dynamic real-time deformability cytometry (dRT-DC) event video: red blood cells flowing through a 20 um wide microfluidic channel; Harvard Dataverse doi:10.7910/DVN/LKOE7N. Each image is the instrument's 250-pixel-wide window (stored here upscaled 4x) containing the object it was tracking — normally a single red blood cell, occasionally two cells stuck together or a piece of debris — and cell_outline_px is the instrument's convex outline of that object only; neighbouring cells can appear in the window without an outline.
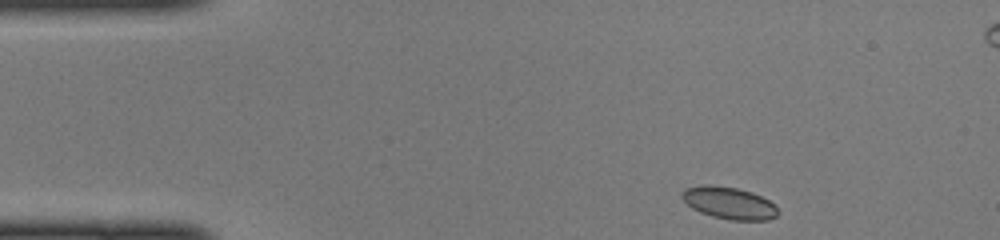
{"species": "common noctule bat (a hibernating species)", "species_latin": "Nyctalus noctula", "temperature_condition": "cold", "stored_images_in_passage": 42, "camera_frame_rate_fps": 3000, "um_per_image_px": 0.085, "animal": {"sex": "female", "body_mass_g": 22.0, "forearm_length_mm": 56.7}, "frame": {"image": 1, "passage_image": 1, "time_ms": 0.0, "image_size_px": [1000, 240], "cell_outline_px": [[780, 212], [776, 216], [768, 220], [732, 220], [712, 216], [700, 212], [692, 208], [680, 196], [684, 188], [704, 184], [708, 184], [736, 188], [752, 192], [776, 204]], "centroid_in_image_um": [61.98, 17.25], "position_along_channel_um": 23.0, "area_um2": 18.03}}
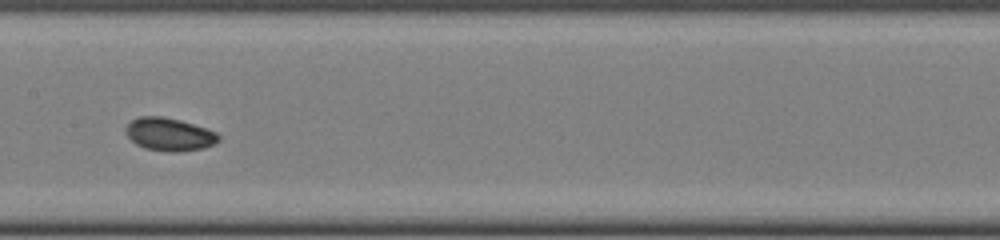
{"frame": {"image": 2, "passage_image": 18, "time_ms": 5.667, "image_size_px": [1000, 240], "cell_outline_px": [[220, 140], [204, 148], [180, 152], [168, 152], [144, 148], [136, 144], [128, 136], [124, 128], [132, 120], [140, 116], [160, 116], [180, 120], [216, 132], [220, 136]], "centroid_in_image_um": [14.38, 11.43], "position_along_channel_um": 193.0, "area_um2": 17.74}}
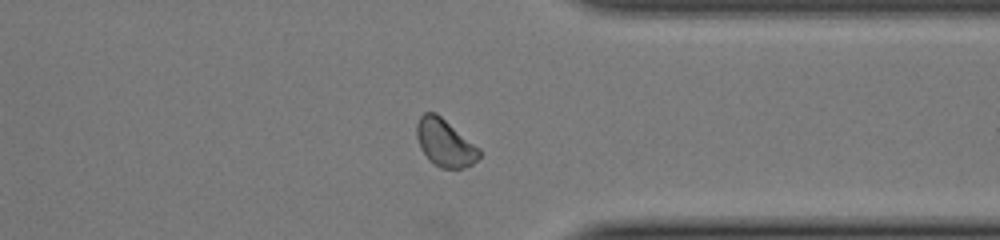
{"frame": {"image": 3, "passage_image": 31, "time_ms": 10.0, "image_size_px": [1000, 240], "cell_outline_px": [[480, 156], [472, 164], [464, 168], [440, 168], [420, 148], [416, 136], [416, 124], [420, 116], [424, 112], [436, 112], [480, 148]], "centroid_in_image_um": [37.82, 12.11], "position_along_channel_um": 373.6, "area_um2": 17.11}}